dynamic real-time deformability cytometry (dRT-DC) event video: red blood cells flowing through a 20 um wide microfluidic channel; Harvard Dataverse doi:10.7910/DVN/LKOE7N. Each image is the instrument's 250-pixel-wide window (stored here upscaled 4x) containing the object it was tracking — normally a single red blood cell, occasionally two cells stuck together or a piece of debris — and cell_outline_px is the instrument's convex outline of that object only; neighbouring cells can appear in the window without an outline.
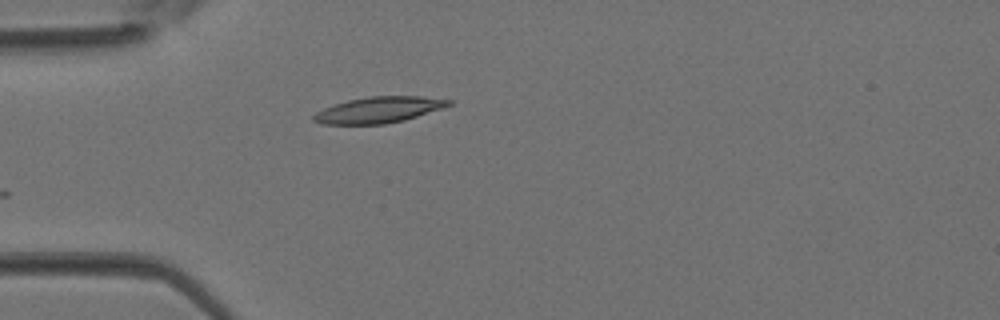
{"species": "Egyptian fruit bat (a non-hibernating species)", "species_latin": "Rousettus aegyptiacus", "temperature_condition": "room temperature", "stored_images_in_passage": 4, "camera_frame_rate_fps": 3000, "um_per_image_px": 0.085, "animal": {"sex": "female"}, "frame": {"image": 1, "passage_image": 4, "time_ms": 1.0, "image_size_px": [1000, 320], "cell_outline_px": [[452, 104], [404, 120], [384, 124], [320, 124], [312, 120], [312, 116], [316, 112], [324, 108], [348, 100], [368, 96], [420, 96], [452, 100]], "centroid_in_image_um": [32.15, 9.33], "position_along_channel_um": 52.9, "area_um2": 20.29}}